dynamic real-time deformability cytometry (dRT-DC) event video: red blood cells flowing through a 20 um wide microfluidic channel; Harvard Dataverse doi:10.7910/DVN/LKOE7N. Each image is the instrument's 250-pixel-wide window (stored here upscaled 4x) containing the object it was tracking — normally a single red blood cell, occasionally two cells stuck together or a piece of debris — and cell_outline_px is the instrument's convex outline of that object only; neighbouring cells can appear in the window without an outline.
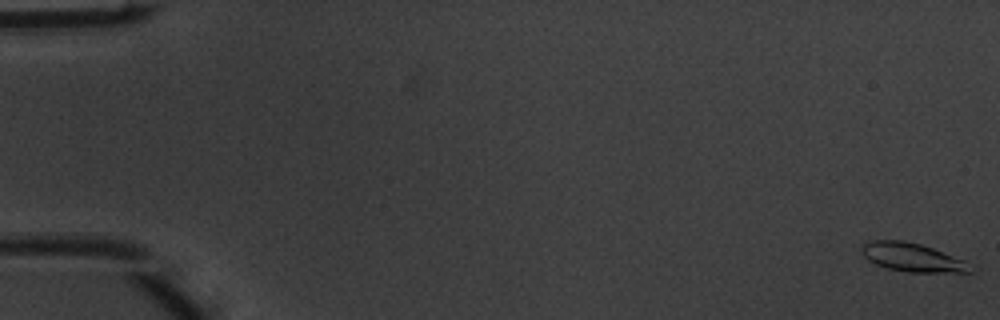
{"species": "common noctule bat (a hibernating species)", "species_latin": "Nyctalus noctula", "temperature_condition": "warm", "stored_images_in_passage": 52, "camera_frame_rate_fps": 3000, "um_per_image_px": 0.085, "animal": {"sex": "male", "body_mass_g": 20.1, "forearm_length_mm": 53.5}, "frame": {"image": 1, "passage_image": 1, "time_ms": 0.0, "image_size_px": [1000, 320], "cell_outline_px": [[972, 272], [908, 272], [888, 268], [876, 264], [868, 260], [860, 252], [860, 244], [868, 240], [904, 240], [920, 244], [932, 248], [964, 260]], "centroid_in_image_um": [77.43, 21.85], "position_along_channel_um": 7.6, "area_um2": 17.98}}
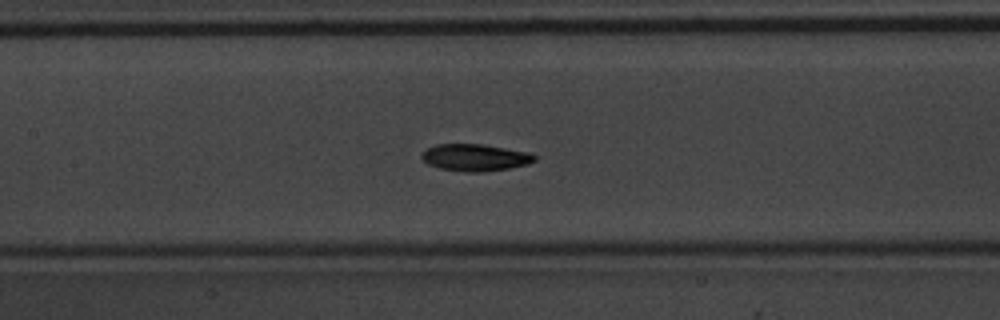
{"frame": {"image": 2, "passage_image": 25, "time_ms": 8.0, "image_size_px": [1000, 320], "cell_outline_px": [[536, 160], [528, 164], [508, 168], [480, 172], [468, 172], [440, 168], [428, 164], [420, 156], [428, 148], [436, 144], [484, 144], [528, 152], [536, 156]], "centroid_in_image_um": [40.4, 13.38], "position_along_channel_um": 167.0, "area_um2": 17.57}}
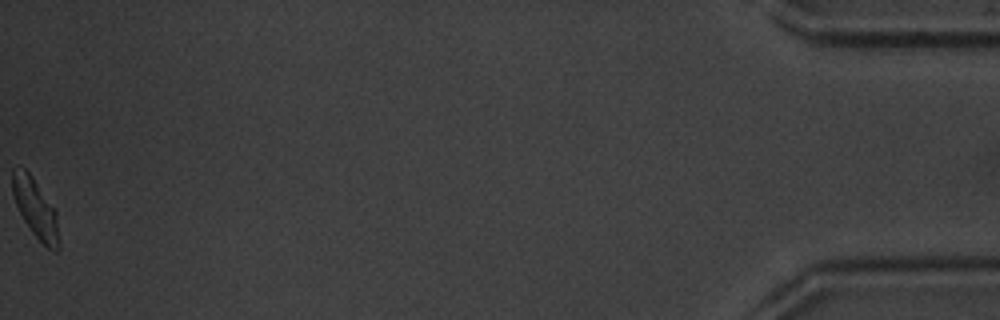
{"frame": {"image": 3, "passage_image": 52, "time_ms": 17.0, "image_size_px": [1000, 320], "cell_outline_px": [[60, 248], [56, 252], [48, 248], [32, 232], [24, 220], [16, 204], [12, 192], [12, 168], [24, 168], [32, 176], [56, 212], [60, 240]], "centroid_in_image_um": [3.03, 17.74], "position_along_channel_um": 432.2, "area_um2": 15.78}, "authors_computed_cell_mechanics": {"area_um2": 17.1666, "velocity_mm_per_s": 4.0014, "shape_relaxation_time_tau1_ms": 2.6692, "shape_relaxation_time_tau2_ms": 2.9191, "deformation_change_tau1": 0.1078, "deformation_change_tau2": 0.0774}}